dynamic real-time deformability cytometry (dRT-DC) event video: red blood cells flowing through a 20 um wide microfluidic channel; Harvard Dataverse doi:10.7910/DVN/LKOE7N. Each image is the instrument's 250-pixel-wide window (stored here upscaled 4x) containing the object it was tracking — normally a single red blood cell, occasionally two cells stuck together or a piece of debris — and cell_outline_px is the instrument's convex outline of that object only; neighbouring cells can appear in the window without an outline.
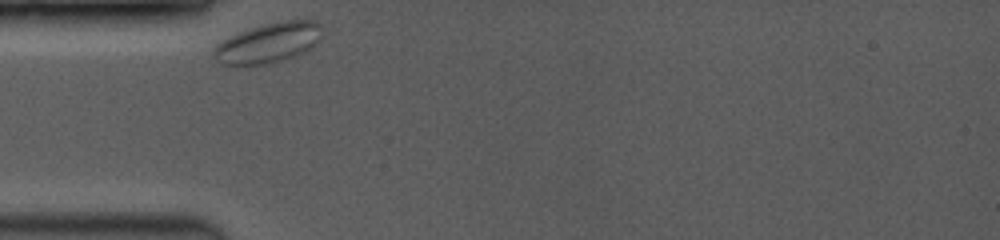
{"species": "common noctule bat (a hibernating species)", "species_latin": "Nyctalus noctula", "temperature_condition": "room temperature", "stored_images_in_passage": 12, "camera_frame_rate_fps": 3500, "um_per_image_px": 0.085, "animal": {"sex": "female", "body_mass_g": 19.0, "forearm_length_mm": 53.3}, "frame": {"image": 1, "passage_image": 1, "time_ms": 0.0, "image_size_px": [1000, 240], "cell_outline_px": [[320, 40], [312, 48], [304, 52], [280, 60], [260, 64], [220, 64], [212, 56], [212, 48], [216, 44], [240, 32], [264, 24], [284, 20], [316, 20], [320, 24]], "centroid_in_image_um": [22.81, 3.63], "position_along_channel_um": 62.2, "area_um2": 24.85}}
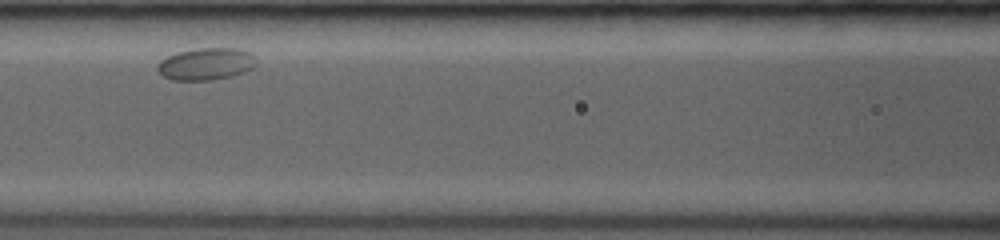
{"frame": {"image": 2, "passage_image": 6, "time_ms": 2.857, "image_size_px": [1000, 240], "cell_outline_px": [[256, 64], [252, 68], [244, 72], [232, 76], [212, 80], [172, 80], [164, 76], [156, 68], [160, 60], [176, 52], [196, 48], [240, 48], [248, 52], [256, 60]], "centroid_in_image_um": [17.51, 5.43], "position_along_channel_um": 149.1, "area_um2": 18.5}}
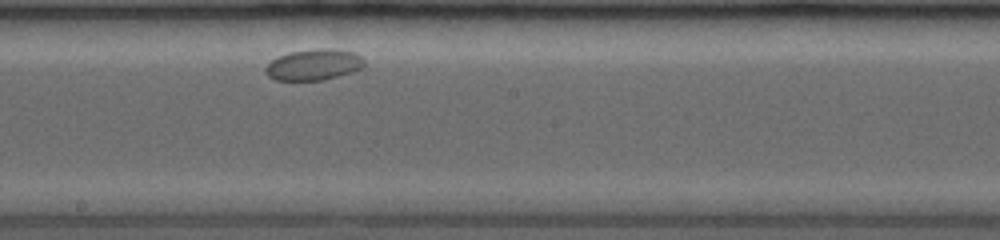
{"frame": {"image": 3, "passage_image": 12, "time_ms": 5.143, "image_size_px": [1000, 240], "cell_outline_px": [[364, 64], [360, 68], [324, 80], [276, 80], [268, 76], [264, 72], [264, 68], [272, 60], [288, 52], [316, 48], [332, 48], [356, 52], [364, 60]], "centroid_in_image_um": [26.64, 5.48], "position_along_channel_um": 221.6, "area_um2": 17.8}}